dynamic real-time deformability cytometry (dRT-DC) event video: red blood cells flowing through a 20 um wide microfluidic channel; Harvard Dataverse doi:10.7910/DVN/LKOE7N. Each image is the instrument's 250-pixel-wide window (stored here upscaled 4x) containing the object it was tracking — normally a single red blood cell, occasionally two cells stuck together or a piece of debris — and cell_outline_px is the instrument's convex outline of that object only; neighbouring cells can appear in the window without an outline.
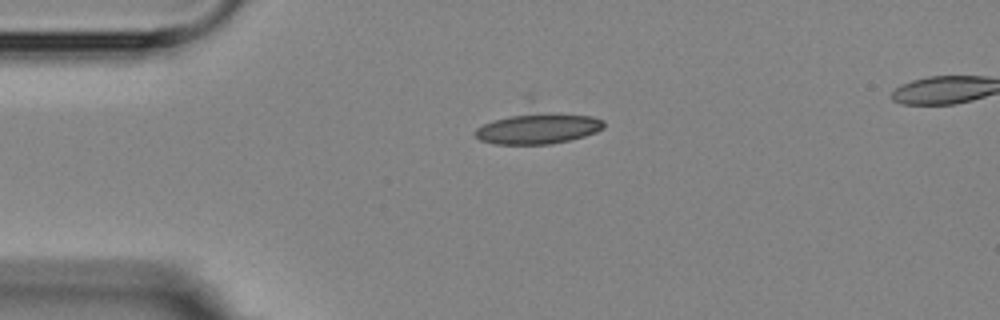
{"species": "Egyptian fruit bat (a non-hibernating species)", "species_latin": "Rousettus aegyptiacus", "temperature_condition": "room temperature", "stored_images_in_passage": 3, "camera_frame_rate_fps": 3000, "um_per_image_px": 0.085, "animal": {"sex": "female"}, "frame": {"image": 1, "passage_image": 1, "time_ms": 0.0, "image_size_px": [1000, 320], "cell_outline_px": [[604, 128], [596, 132], [584, 136], [552, 144], [492, 144], [480, 140], [472, 132], [476, 128], [492, 120], [508, 116], [528, 112], [532, 112], [592, 116], [604, 120]], "centroid_in_image_um": [45.7, 10.93], "position_along_channel_um": 39.3, "area_um2": 23.0}}
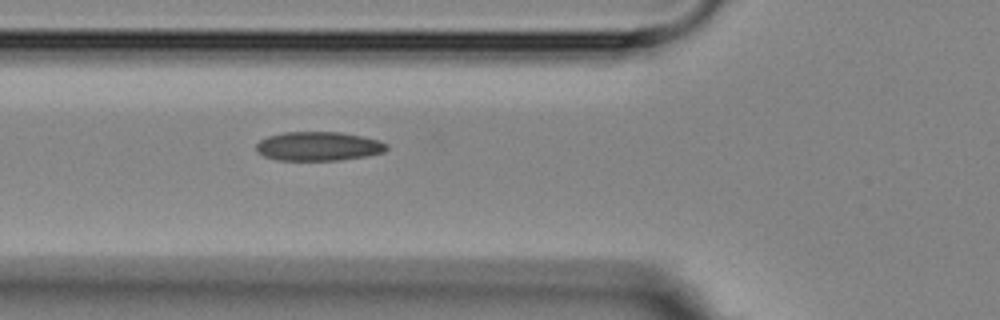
{"frame": {"image": 2, "passage_image": 3, "time_ms": 2.333, "image_size_px": [1000, 320], "cell_outline_px": [[388, 148], [384, 152], [368, 156], [340, 160], [276, 160], [264, 156], [256, 152], [256, 144], [260, 140], [268, 136], [284, 132], [340, 132], [380, 140], [388, 144]], "centroid_in_image_um": [27.07, 12.43], "position_along_channel_um": 98.7, "area_um2": 22.2}}